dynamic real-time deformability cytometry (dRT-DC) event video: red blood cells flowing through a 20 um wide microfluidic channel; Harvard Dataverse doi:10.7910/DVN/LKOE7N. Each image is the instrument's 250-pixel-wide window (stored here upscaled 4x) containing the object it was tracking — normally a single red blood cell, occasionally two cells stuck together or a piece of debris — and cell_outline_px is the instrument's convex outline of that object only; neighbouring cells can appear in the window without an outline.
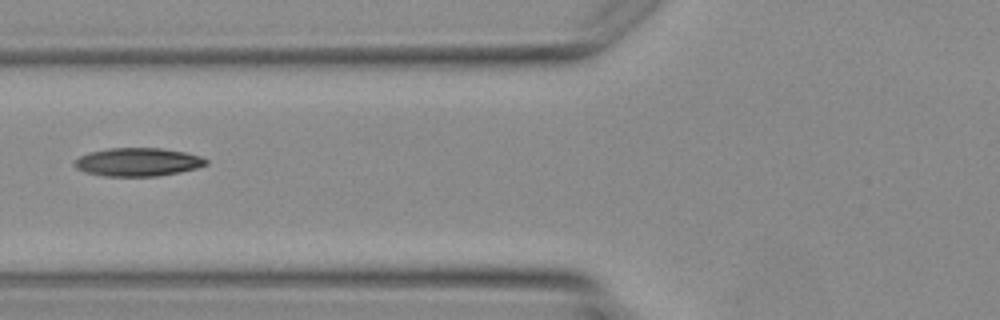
{"species": "Egyptian fruit bat (a non-hibernating species)", "species_latin": "Rousettus aegyptiacus", "temperature_condition": "warm", "stored_images_in_passage": 5, "camera_frame_rate_fps": 3000, "um_per_image_px": 0.085, "animal": {"sex": "female"}, "frame": {"image": 1, "passage_image": 5, "time_ms": 5.667, "image_size_px": [1000, 320], "cell_outline_px": [[208, 164], [196, 168], [180, 172], [156, 176], [104, 176], [84, 172], [76, 168], [76, 160], [80, 156], [92, 152], [108, 148], [164, 148], [184, 152], [200, 156], [208, 160]], "centroid_in_image_um": [11.75, 13.77], "position_along_channel_um": 114.1, "area_um2": 21.56}}